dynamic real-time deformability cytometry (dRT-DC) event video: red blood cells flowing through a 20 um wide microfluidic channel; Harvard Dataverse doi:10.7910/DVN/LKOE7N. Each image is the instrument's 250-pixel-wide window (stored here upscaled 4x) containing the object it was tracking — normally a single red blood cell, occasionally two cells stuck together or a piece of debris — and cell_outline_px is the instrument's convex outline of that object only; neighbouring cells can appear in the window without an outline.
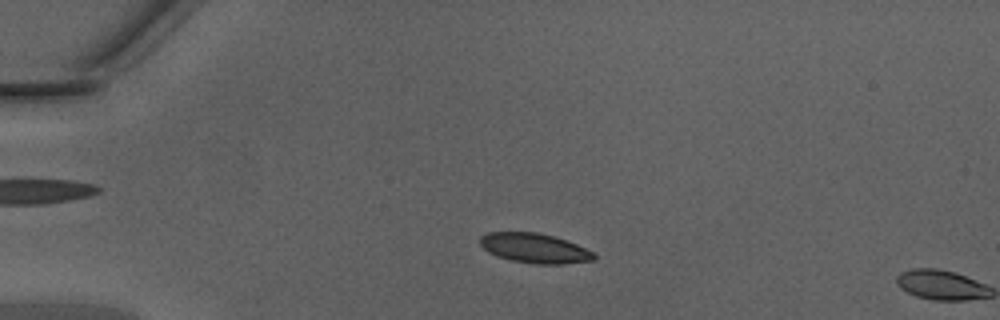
{"species": "Egyptian fruit bat (a non-hibernating species)", "species_latin": "Rousettus aegyptiacus", "temperature_condition": "warm", "stored_images_in_passage": 5, "camera_frame_rate_fps": 3000, "um_per_image_px": 0.085, "animal": {"sex": "male"}, "frame": {"image": 1, "passage_image": 4, "time_ms": 1.0, "image_size_px": [1000, 320], "cell_outline_px": [[596, 260], [564, 264], [536, 264], [512, 260], [496, 256], [488, 252], [480, 244], [480, 236], [488, 232], [536, 232], [552, 236], [576, 244], [592, 252], [596, 256]], "centroid_in_image_um": [45.42, 21.1], "position_along_channel_um": 39.6, "area_um2": 19.59}}